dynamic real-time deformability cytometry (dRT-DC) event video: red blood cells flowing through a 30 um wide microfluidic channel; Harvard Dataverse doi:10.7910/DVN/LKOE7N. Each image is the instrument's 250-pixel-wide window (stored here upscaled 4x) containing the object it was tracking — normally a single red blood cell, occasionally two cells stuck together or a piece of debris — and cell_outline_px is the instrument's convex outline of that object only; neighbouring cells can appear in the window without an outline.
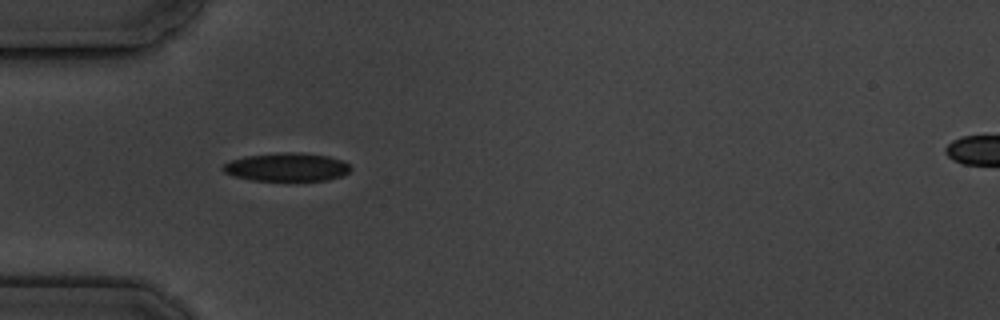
{"species": "common noctule bat (a hibernating species)", "species_latin": "Nyctalus noctula", "temperature_condition": "cold", "stored_images_in_passage": 4, "camera_frame_rate_fps": 3000, "um_per_image_px": 0.085, "animal": {"sex": "male", "body_mass_g": 19.5, "forearm_length_mm": 54.6}, "frame": {"image": 1, "passage_image": 3, "time_ms": 2.333, "image_size_px": [1000, 320], "cell_outline_px": [[352, 168], [344, 176], [328, 180], [252, 180], [232, 176], [224, 172], [220, 168], [224, 164], [232, 160], [244, 156], [284, 152], [300, 152], [328, 156], [344, 160]], "centroid_in_image_um": [24.39, 14.2], "position_along_channel_um": 60.6, "area_um2": 21.21}}